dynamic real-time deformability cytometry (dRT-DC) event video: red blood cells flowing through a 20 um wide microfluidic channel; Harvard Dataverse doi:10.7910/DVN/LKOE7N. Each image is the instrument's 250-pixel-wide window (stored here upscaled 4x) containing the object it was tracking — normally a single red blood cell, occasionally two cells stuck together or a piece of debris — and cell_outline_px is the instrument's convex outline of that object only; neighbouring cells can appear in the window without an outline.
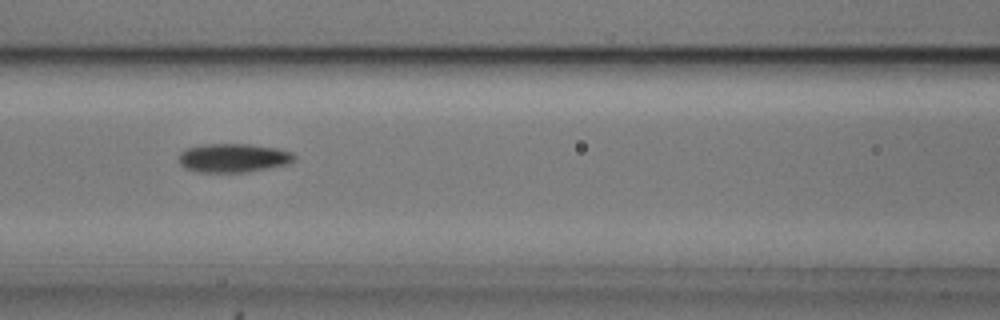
{"species": "common noctule bat (a hibernating species)", "species_latin": "Nyctalus noctula", "temperature_condition": "cold", "stored_images_in_passage": 7, "camera_frame_rate_fps": 3000, "um_per_image_px": 0.085, "animal": {"sex": "male", "body_mass_g": 20.5, "forearm_length_mm": 52.5}, "frame": {"image": 1, "passage_image": 4, "time_ms": 1.0, "image_size_px": [1000, 320], "cell_outline_px": [[296, 160], [292, 164], [248, 172], [196, 172], [184, 168], [180, 164], [180, 152], [184, 148], [204, 144], [248, 144], [276, 148], [292, 152], [296, 156]], "centroid_in_image_um": [19.86, 13.43], "position_along_channel_um": 146.7, "area_um2": 19.71}}
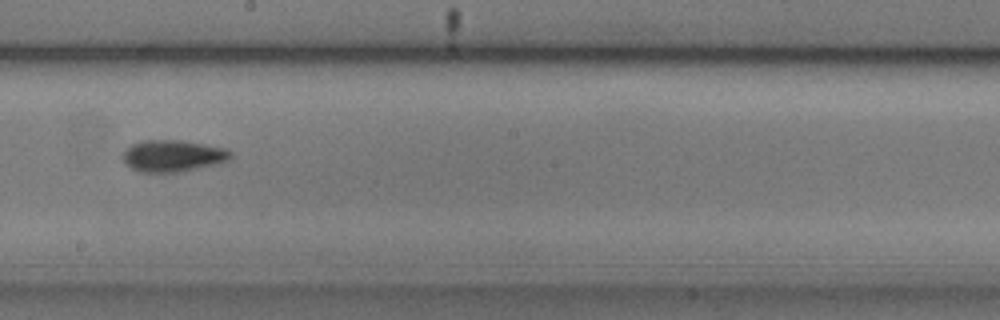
{"frame": {"image": 2, "passage_image": 6, "time_ms": 1.667, "image_size_px": [1000, 320], "cell_outline_px": [[232, 156], [228, 160], [216, 164], [180, 172], [140, 172], [132, 168], [124, 160], [124, 152], [132, 144], [144, 140], [184, 140], [228, 148], [232, 152]], "centroid_in_image_um": [14.76, 13.23], "position_along_channel_um": 233.4, "area_um2": 19.88}}
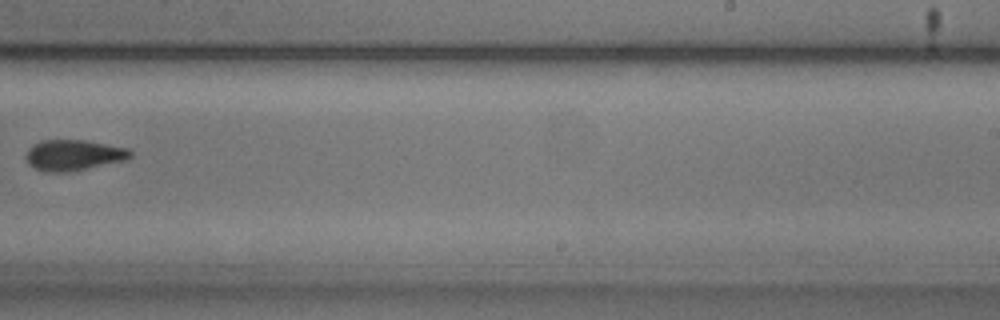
{"frame": {"image": 3, "passage_image": 7, "time_ms": 2.0, "image_size_px": [1000, 320], "cell_outline_px": [[132, 156], [124, 160], [68, 172], [44, 172], [28, 164], [28, 148], [32, 144], [40, 140], [84, 140], [128, 148], [132, 152]], "centroid_in_image_um": [6.24, 13.18], "position_along_channel_um": 282.8, "area_um2": 18.5}}